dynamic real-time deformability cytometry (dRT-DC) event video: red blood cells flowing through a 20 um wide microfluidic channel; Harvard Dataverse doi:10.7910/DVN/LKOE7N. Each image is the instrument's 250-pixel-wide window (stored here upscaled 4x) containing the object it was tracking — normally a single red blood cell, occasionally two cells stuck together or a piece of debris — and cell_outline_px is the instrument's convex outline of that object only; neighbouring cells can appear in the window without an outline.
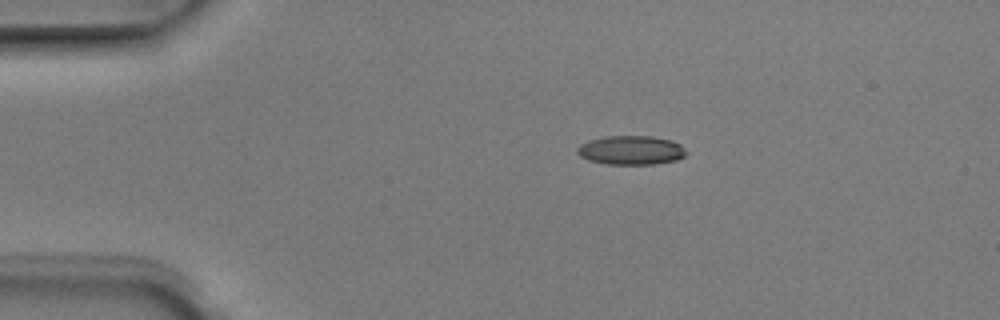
{"species": "Egyptian fruit bat (a non-hibernating species)", "species_latin": "Rousettus aegyptiacus", "temperature_condition": "room temperature", "stored_images_in_passage": 2, "camera_frame_rate_fps": 3000, "um_per_image_px": 0.085, "animal": {"sex": "male"}, "frame": {"image": 1, "passage_image": 1, "time_ms": 0.0, "image_size_px": [1000, 320], "cell_outline_px": [[688, 152], [684, 156], [676, 160], [652, 164], [608, 164], [588, 160], [580, 156], [576, 152], [576, 148], [580, 144], [588, 140], [604, 136], [652, 136], [672, 140], [680, 144]], "centroid_in_image_um": [53.62, 12.76], "position_along_channel_um": 31.4, "area_um2": 18.55}}